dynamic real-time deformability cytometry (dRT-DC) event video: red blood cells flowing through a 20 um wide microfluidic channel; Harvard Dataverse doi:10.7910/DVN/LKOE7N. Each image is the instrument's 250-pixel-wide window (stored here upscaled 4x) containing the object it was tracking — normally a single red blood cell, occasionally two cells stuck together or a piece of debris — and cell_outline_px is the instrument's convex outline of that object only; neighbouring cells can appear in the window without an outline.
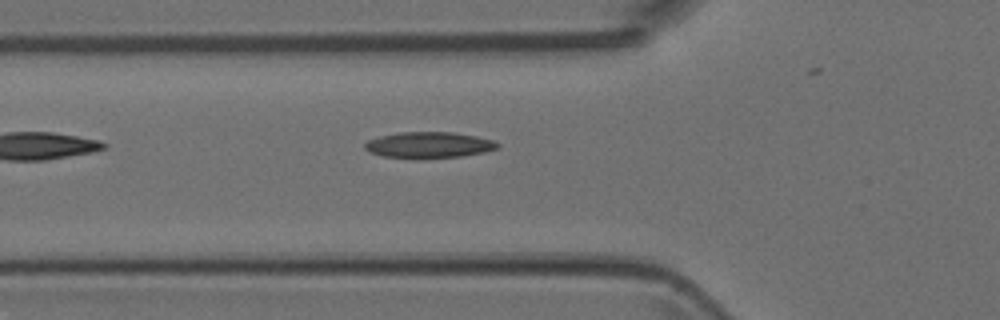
{"species": "Egyptian fruit bat (a non-hibernating species)", "species_latin": "Rousettus aegyptiacus", "temperature_condition": "room temperature", "stored_images_in_passage": 4, "camera_frame_rate_fps": 3000, "um_per_image_px": 0.085, "animal": {"sex": "female"}, "frame": {"image": 1, "passage_image": 4, "time_ms": 1.0, "image_size_px": [1000, 320], "cell_outline_px": [[500, 148], [484, 152], [460, 156], [384, 156], [372, 152], [364, 148], [364, 144], [368, 140], [380, 136], [400, 132], [452, 132], [476, 136], [492, 140], [500, 144]], "centroid_in_image_um": [36.5, 12.28], "position_along_channel_um": 89.3, "area_um2": 19.31}}